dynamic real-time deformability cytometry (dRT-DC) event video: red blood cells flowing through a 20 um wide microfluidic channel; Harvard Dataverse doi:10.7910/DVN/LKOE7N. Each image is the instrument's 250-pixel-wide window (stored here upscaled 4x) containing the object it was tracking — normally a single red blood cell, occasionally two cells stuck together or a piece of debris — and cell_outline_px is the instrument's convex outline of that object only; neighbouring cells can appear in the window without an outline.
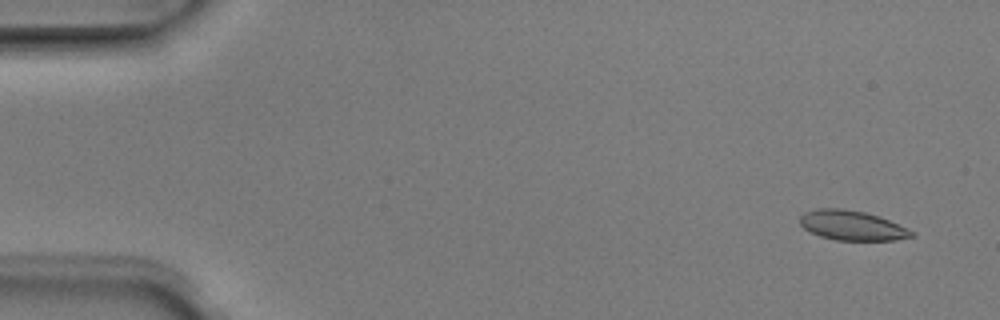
{"species": "Egyptian fruit bat (a non-hibernating species)", "species_latin": "Rousettus aegyptiacus", "temperature_condition": "room temperature", "stored_images_in_passage": 5, "camera_frame_rate_fps": 3000, "um_per_image_px": 0.085, "animal": {"sex": "male"}, "frame": {"image": 1, "passage_image": 1, "time_ms": 0.0, "image_size_px": [1000, 320], "cell_outline_px": [[916, 236], [896, 240], [836, 240], [820, 236], [804, 228], [800, 224], [800, 216], [804, 212], [816, 208], [840, 208], [864, 212], [880, 216], [912, 232]], "centroid_in_image_um": [72.38, 19.16], "position_along_channel_um": 12.6, "area_um2": 19.13}}
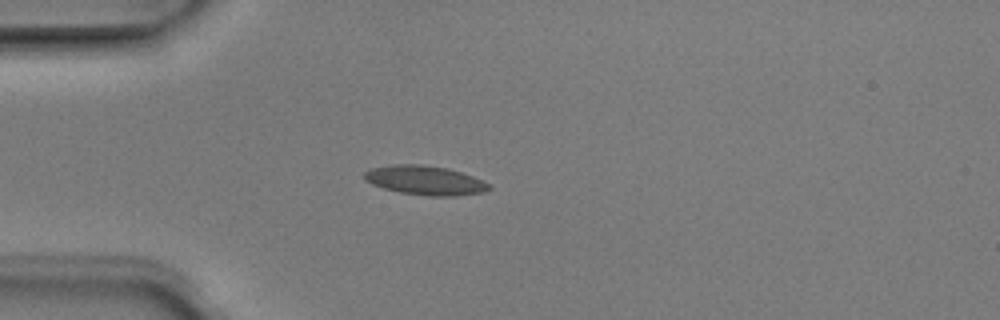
{"frame": {"image": 2, "passage_image": 4, "time_ms": 1.0, "image_size_px": [1000, 320], "cell_outline_px": [[492, 188], [484, 192], [456, 196], [428, 196], [400, 192], [384, 188], [372, 184], [364, 180], [364, 172], [372, 168], [392, 164], [420, 164], [448, 168], [472, 176], [492, 184]], "centroid_in_image_um": [36.15, 15.33], "position_along_channel_um": 48.8, "area_um2": 21.33}}